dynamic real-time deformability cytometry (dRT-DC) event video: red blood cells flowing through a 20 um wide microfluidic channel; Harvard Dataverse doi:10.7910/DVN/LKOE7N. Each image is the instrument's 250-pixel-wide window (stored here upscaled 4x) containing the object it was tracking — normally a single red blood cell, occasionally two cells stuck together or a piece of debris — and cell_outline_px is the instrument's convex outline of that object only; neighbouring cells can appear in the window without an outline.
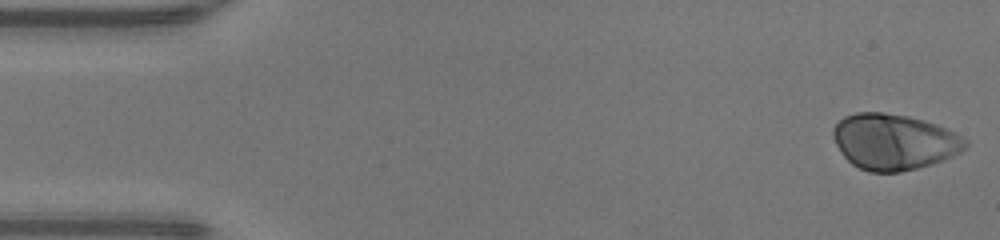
{"species": "human", "species_latin": "Homo sapiens", "temperature_condition": "warm", "stored_images_in_passage": 36, "camera_frame_rate_fps": 3000, "um_per_image_px": 0.085, "donor": {"sex": "male"}, "frame": {"image": 1, "passage_image": 1, "time_ms": 0.0, "image_size_px": [1000, 240], "cell_outline_px": [[968, 144], [960, 152], [944, 160], [932, 164], [900, 172], [868, 172], [852, 164], [840, 152], [832, 136], [832, 128], [844, 116], [856, 112], [880, 112], [908, 116], [924, 120], [936, 124], [968, 140]], "centroid_in_image_um": [75.96, 12.05], "position_along_channel_um": 9.0, "area_um2": 43.0}}
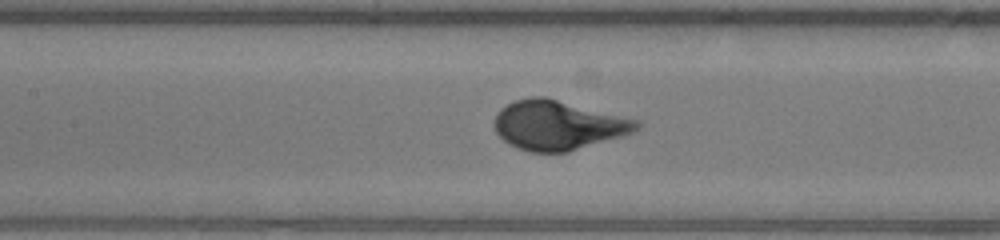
{"frame": {"image": 2, "passage_image": 21, "time_ms": 6.667, "image_size_px": [1000, 240], "cell_outline_px": [[640, 128], [632, 132], [620, 136], [568, 152], [528, 152], [508, 144], [496, 132], [492, 124], [496, 112], [500, 108], [516, 100], [532, 96], [544, 96], [640, 120]], "centroid_in_image_um": [47.39, 10.63], "position_along_channel_um": 160.0, "area_um2": 41.04}}
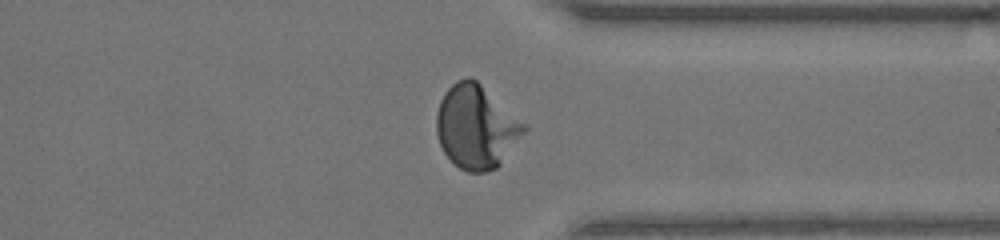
{"frame": {"image": 3, "passage_image": 36, "time_ms": 11.667, "image_size_px": [1000, 240], "cell_outline_px": [[528, 128], [500, 164], [496, 168], [488, 172], [468, 172], [460, 168], [444, 152], [440, 144], [436, 132], [436, 112], [440, 100], [444, 92], [456, 80], [468, 76], [476, 80], [524, 124]], "centroid_in_image_um": [40.44, 10.78], "position_along_channel_um": 371.0, "area_um2": 42.02}, "authors_computed_cell_mechanics": {"area_um2": 41.2981, "velocity_mm_per_s": 4.2808, "shape_relaxation_time_tau1_ms": 3.1174, "shape_relaxation_time_tau2_ms": null, "deformation_change_tau1": 0.2214, "deformation_change_tau2": null}}